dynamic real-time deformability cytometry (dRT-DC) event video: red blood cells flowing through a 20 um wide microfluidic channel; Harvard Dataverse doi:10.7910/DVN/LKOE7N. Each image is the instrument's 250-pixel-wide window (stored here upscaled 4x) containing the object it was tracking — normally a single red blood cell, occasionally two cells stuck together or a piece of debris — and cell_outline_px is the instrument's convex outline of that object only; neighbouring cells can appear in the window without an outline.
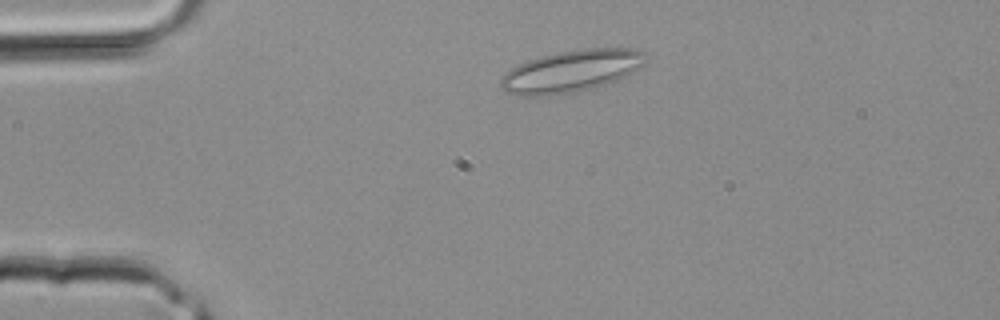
{"species": "common noctule bat (a hibernating species)", "species_latin": "Nyctalus noctula", "temperature_condition": "room temperature", "stored_images_in_passage": 35, "camera_frame_rate_fps": 3000, "um_per_image_px": 0.085, "animal": {"sex": "male", "body_mass_g": 20.4}, "frame": {"image": 1, "passage_image": 4, "time_ms": 1.0, "image_size_px": [1000, 320], "cell_outline_px": [[648, 56], [644, 64], [628, 76], [592, 88], [572, 92], [548, 96], [520, 96], [504, 92], [500, 88], [500, 80], [504, 72], [528, 60], [540, 56], [560, 52], [584, 48], [632, 48], [644, 52]], "centroid_in_image_um": [48.55, 6.05], "position_along_channel_um": 36.5, "area_um2": 35.66}}
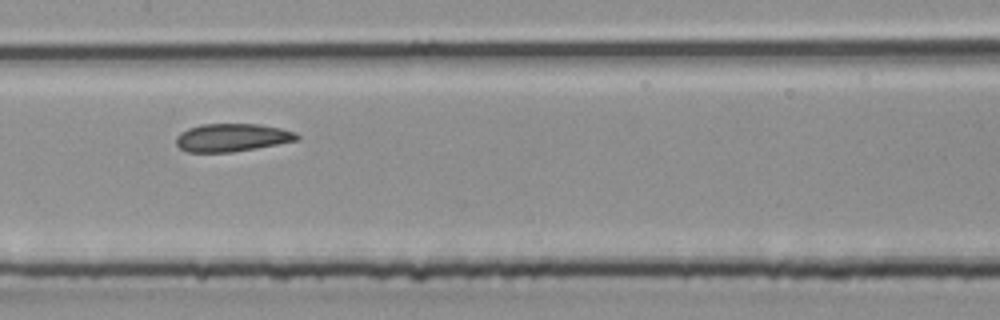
{"frame": {"image": 2, "passage_image": 15, "time_ms": 4.667, "image_size_px": [1000, 320], "cell_outline_px": [[300, 140], [256, 148], [232, 152], [188, 152], [180, 148], [176, 144], [176, 136], [180, 132], [188, 128], [200, 124], [256, 124], [280, 128], [296, 132], [300, 136]], "centroid_in_image_um": [19.72, 11.69], "position_along_channel_um": 187.7, "area_um2": 19.77}}
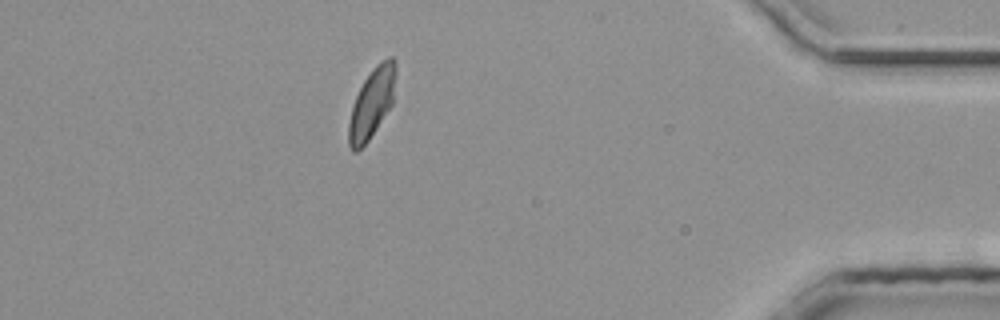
{"frame": {"image": 3, "passage_image": 30, "time_ms": 9.667, "image_size_px": [1000, 320], "cell_outline_px": [[396, 72], [392, 104], [368, 140], [356, 152], [352, 152], [348, 144], [348, 124], [352, 108], [356, 96], [364, 80], [372, 68], [380, 60], [388, 56], [392, 56], [396, 60]], "centroid_in_image_um": [31.61, 8.72], "position_along_channel_um": 403.6, "area_um2": 19.02}}